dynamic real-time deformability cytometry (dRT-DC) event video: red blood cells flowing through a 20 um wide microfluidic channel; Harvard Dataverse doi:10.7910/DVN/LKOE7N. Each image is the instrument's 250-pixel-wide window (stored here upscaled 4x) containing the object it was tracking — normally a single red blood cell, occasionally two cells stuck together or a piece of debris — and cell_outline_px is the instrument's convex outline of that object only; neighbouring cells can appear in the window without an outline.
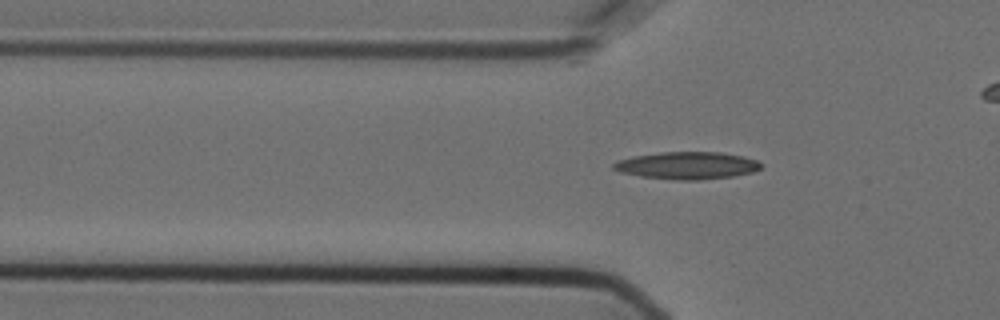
{"species": "Egyptian fruit bat (a non-hibernating species)", "species_latin": "Rousettus aegyptiacus", "temperature_condition": "cold", "stored_images_in_passage": 33, "camera_frame_rate_fps": 3000, "um_per_image_px": 0.085, "animal": {"sex": "female"}, "frame": {"image": 1, "passage_image": 2, "time_ms": 0.333, "image_size_px": [1000, 320], "cell_outline_px": [[764, 164], [760, 168], [752, 172], [732, 176], [700, 180], [680, 180], [640, 176], [620, 172], [612, 168], [612, 164], [616, 160], [632, 156], [660, 152], [720, 152], [744, 156], [756, 160]], "centroid_in_image_um": [58.39, 14.06], "position_along_channel_um": 67.4, "area_um2": 23.58}}
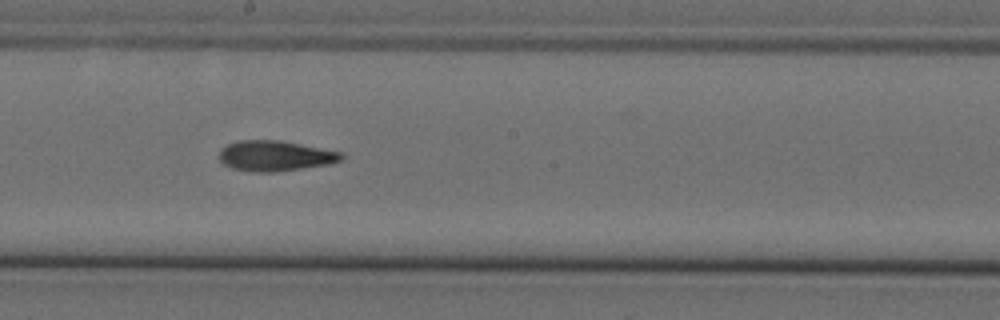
{"frame": {"image": 2, "passage_image": 15, "time_ms": 4.667, "image_size_px": [1000, 320], "cell_outline_px": [[344, 156], [340, 160], [328, 164], [276, 172], [252, 172], [232, 168], [224, 164], [220, 160], [220, 148], [228, 144], [240, 140], [280, 140], [340, 152]], "centroid_in_image_um": [23.34, 13.25], "position_along_channel_um": 224.9, "area_um2": 21.44}}
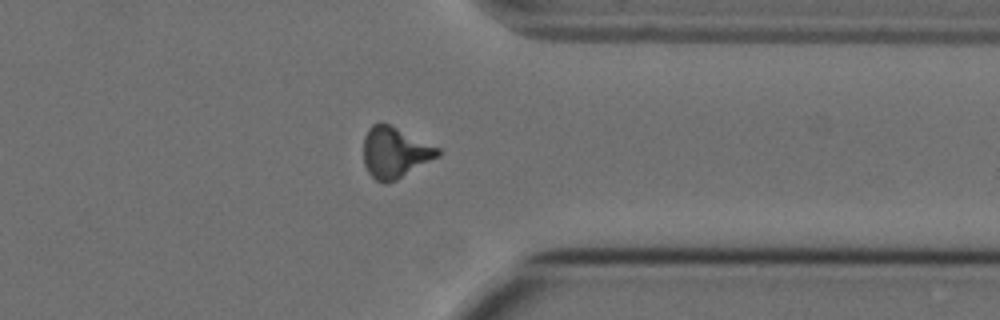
{"frame": {"image": 3, "passage_image": 28, "time_ms": 9.0, "image_size_px": [1000, 320], "cell_outline_px": [[440, 156], [396, 180], [388, 184], [384, 184], [376, 180], [368, 172], [364, 164], [364, 136], [368, 128], [372, 124], [388, 124], [440, 148]], "centroid_in_image_um": [33.56, 12.99], "position_along_channel_um": 377.8, "area_um2": 21.91}}